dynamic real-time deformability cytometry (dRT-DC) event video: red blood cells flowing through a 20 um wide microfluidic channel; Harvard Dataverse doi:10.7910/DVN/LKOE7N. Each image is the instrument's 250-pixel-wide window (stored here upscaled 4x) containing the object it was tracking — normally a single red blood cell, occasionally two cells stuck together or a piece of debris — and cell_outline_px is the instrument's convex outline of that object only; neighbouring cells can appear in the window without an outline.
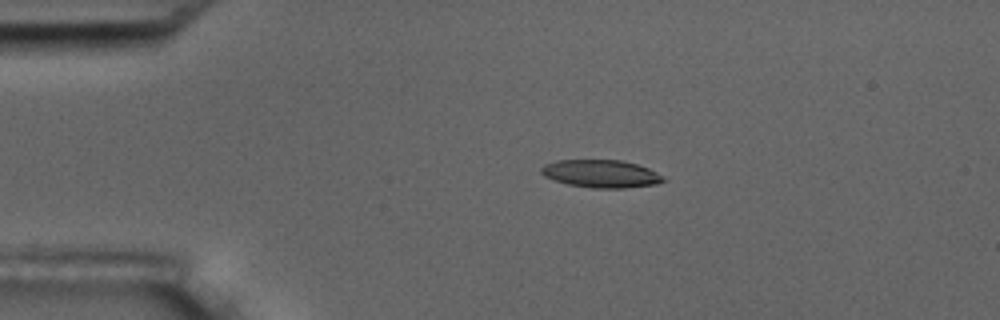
{"species": "common noctule bat (a hibernating species)", "species_latin": "Nyctalus noctula", "temperature_condition": "room temperature", "stored_images_in_passage": 5, "camera_frame_rate_fps": 3000, "um_per_image_px": 0.085, "animal": {"sex": "male", "body_mass_g": 17.5, "forearm_length_mm": 52.3}, "frame": {"image": 1, "passage_image": 3, "time_ms": 3.333, "image_size_px": [1000, 320], "cell_outline_px": [[668, 180], [656, 184], [624, 188], [592, 188], [568, 184], [544, 176], [540, 172], [540, 168], [544, 164], [556, 160], [620, 160], [636, 164], [648, 168], [664, 176]], "centroid_in_image_um": [51.1, 14.76], "position_along_channel_um": 33.9, "area_um2": 19.77}}
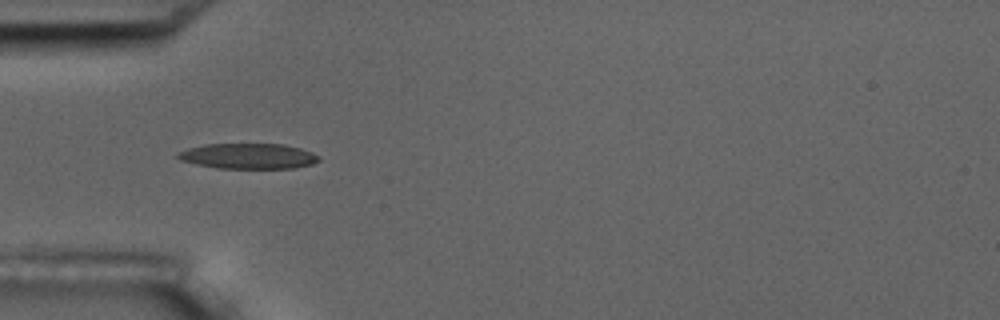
{"frame": {"image": 2, "passage_image": 4, "time_ms": 5.333, "image_size_px": [1000, 320], "cell_outline_px": [[320, 160], [312, 164], [292, 168], [216, 168], [196, 164], [180, 160], [176, 156], [176, 152], [188, 148], [204, 144], [284, 144], [300, 148], [312, 152], [320, 156]], "centroid_in_image_um": [21.09, 13.26], "position_along_channel_um": 63.9, "area_um2": 20.98}}